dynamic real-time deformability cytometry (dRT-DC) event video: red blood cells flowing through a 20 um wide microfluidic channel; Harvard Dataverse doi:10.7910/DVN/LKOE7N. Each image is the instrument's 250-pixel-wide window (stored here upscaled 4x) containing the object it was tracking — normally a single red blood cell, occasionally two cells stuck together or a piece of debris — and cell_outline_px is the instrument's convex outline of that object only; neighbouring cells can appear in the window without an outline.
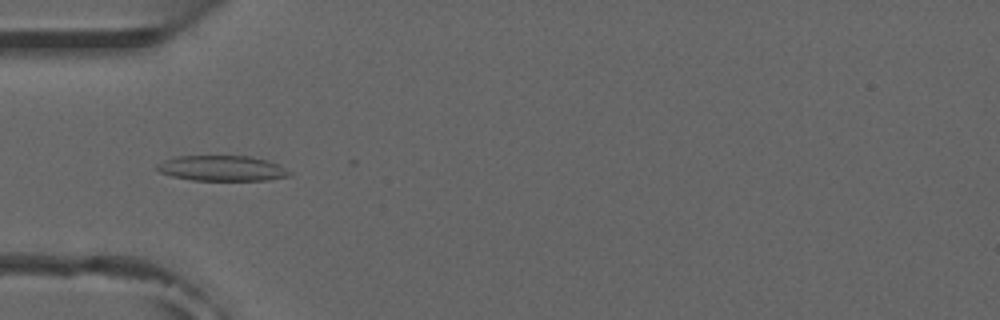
{"species": "common noctule bat (a hibernating species)", "species_latin": "Nyctalus noctula", "temperature_condition": "room temperature", "stored_images_in_passage": 21, "camera_frame_rate_fps": 3000, "um_per_image_px": 0.085, "animal": {"sex": "male", "forearm_length_mm": 52.5}, "frame": {"image": 1, "passage_image": 15, "time_ms": 4.667, "image_size_px": [1000, 320], "cell_outline_px": [[292, 172], [288, 176], [268, 180], [192, 180], [172, 176], [160, 172], [156, 168], [156, 164], [164, 160], [176, 156], [252, 156], [268, 160], [280, 164]], "centroid_in_image_um": [18.89, 14.3], "position_along_channel_um": 66.1, "area_um2": 19.71}}